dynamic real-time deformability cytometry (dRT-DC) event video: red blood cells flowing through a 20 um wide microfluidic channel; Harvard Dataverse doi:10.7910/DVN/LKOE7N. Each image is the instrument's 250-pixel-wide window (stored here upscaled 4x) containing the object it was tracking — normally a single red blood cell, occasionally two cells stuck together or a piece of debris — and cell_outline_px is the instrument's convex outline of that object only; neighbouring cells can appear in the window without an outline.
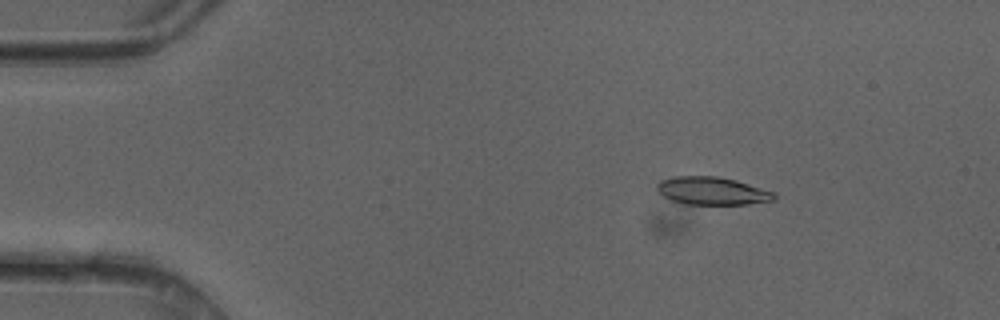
{"species": "common noctule bat (a hibernating species)", "species_latin": "Nyctalus noctula", "temperature_condition": "cold", "stored_images_in_passage": 50, "camera_frame_rate_fps": 3000, "um_per_image_px": 0.085, "animal": {"sex": "female"}, "frame": {"image": 1, "passage_image": 8, "time_ms": 2.333, "image_size_px": [1000, 320], "cell_outline_px": [[776, 200], [748, 204], [688, 204], [672, 200], [664, 196], [656, 188], [656, 184], [660, 180], [676, 176], [716, 176], [736, 180], [776, 192]], "centroid_in_image_um": [60.57, 16.22], "position_along_channel_um": 24.4, "area_um2": 19.02}}
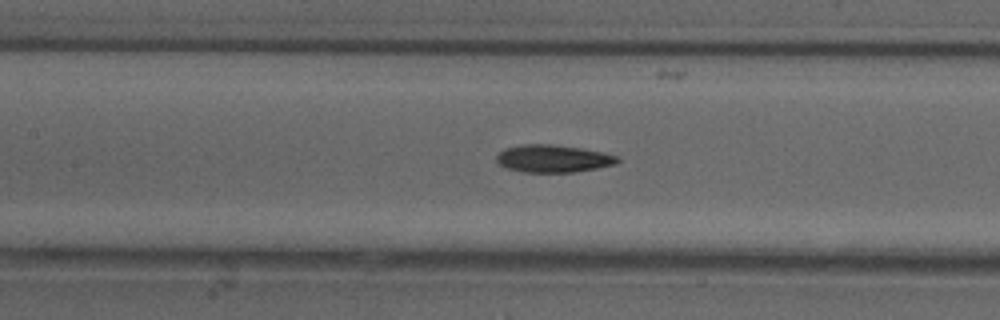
{"frame": {"image": 2, "passage_image": 23, "time_ms": 7.333, "image_size_px": [1000, 320], "cell_outline_px": [[620, 160], [616, 164], [596, 168], [572, 172], [524, 172], [508, 168], [500, 164], [496, 160], [496, 156], [504, 148], [524, 144], [552, 144], [580, 148], [620, 156]], "centroid_in_image_um": [47.02, 13.47], "position_along_channel_um": 160.4, "area_um2": 19.25}}
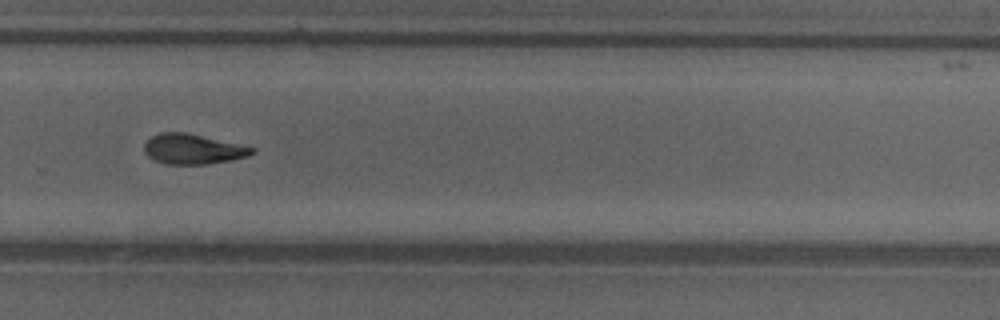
{"frame": {"image": 3, "passage_image": 34, "time_ms": 11.0, "image_size_px": [1000, 320], "cell_outline_px": [[256, 152], [248, 156], [232, 160], [204, 164], [164, 164], [152, 160], [144, 152], [144, 144], [152, 136], [160, 132], [184, 132], [256, 148]], "centroid_in_image_um": [16.37, 12.68], "position_along_channel_um": 313.4, "area_um2": 18.84}, "authors_computed_cell_mechanics": {"area_um2": 19.0451, "velocity_mm_per_s": 4.1914, "shape_relaxation_time_tau1_ms": 5.0982, "shape_relaxation_time_tau2_ms": 4.3988, "deformation_change_tau1": 0.1583, "deformation_change_tau2": 0.1206}}